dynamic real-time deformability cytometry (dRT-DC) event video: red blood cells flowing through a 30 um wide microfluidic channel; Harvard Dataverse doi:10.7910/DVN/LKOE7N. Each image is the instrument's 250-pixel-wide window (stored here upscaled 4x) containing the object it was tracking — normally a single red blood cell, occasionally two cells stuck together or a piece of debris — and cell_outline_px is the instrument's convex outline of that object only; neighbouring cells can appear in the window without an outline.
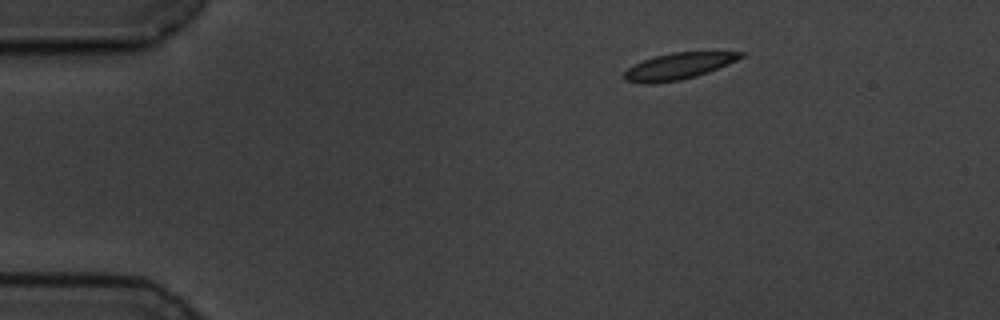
{"species": "common noctule bat (a hibernating species)", "species_latin": "Nyctalus noctula", "temperature_condition": "cold", "stored_images_in_passage": 50, "camera_frame_rate_fps": 3000, "um_per_image_px": 0.085, "animal": {"sex": "male", "body_mass_g": 19.5, "forearm_length_mm": 54.6}, "frame": {"image": 1, "passage_image": 1, "time_ms": 0.0, "image_size_px": [1000, 320], "cell_outline_px": [[748, 52], [744, 56], [728, 64], [708, 72], [696, 76], [680, 80], [656, 84], [644, 84], [624, 80], [624, 72], [628, 68], [644, 60], [656, 56], [672, 52]], "centroid_in_image_um": [57.66, 5.64], "position_along_channel_um": 27.3, "area_um2": 17.86}}
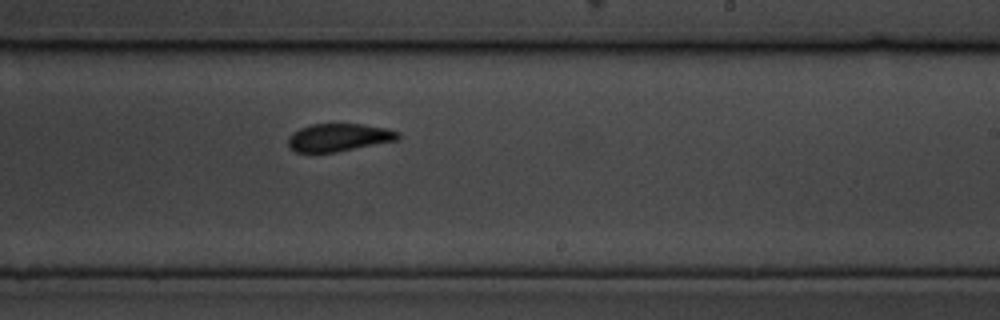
{"frame": {"image": 2, "passage_image": 27, "time_ms": 8.667, "image_size_px": [1000, 320], "cell_outline_px": [[400, 136], [396, 140], [336, 152], [296, 152], [288, 148], [288, 136], [292, 132], [300, 128], [312, 124], [360, 124], [388, 128], [400, 132]], "centroid_in_image_um": [28.76, 11.68], "position_along_channel_um": 260.2, "area_um2": 17.8}}
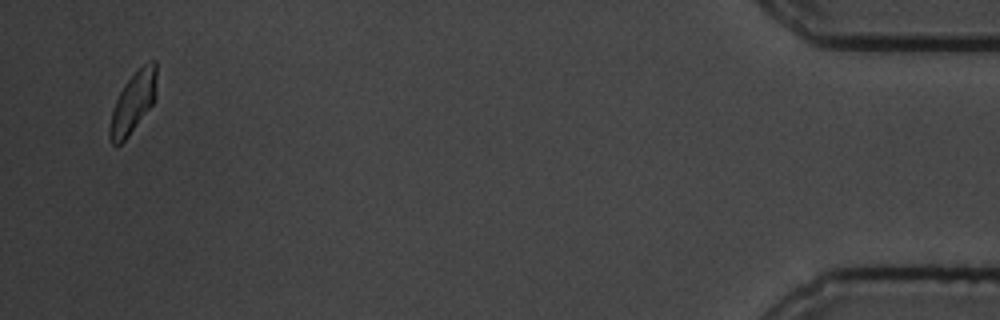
{"frame": {"image": 3, "passage_image": 48, "time_ms": 15.667, "image_size_px": [1000, 320], "cell_outline_px": [[156, 96], [152, 104], [128, 136], [120, 144], [112, 144], [108, 136], [108, 128], [112, 108], [124, 84], [148, 60], [156, 60]], "centroid_in_image_um": [11.3, 8.71], "position_along_channel_um": 423.9, "area_um2": 16.47}, "authors_computed_cell_mechanics": {"area_um2": 18.0625, "velocity_mm_per_s": 3.4607, "shape_relaxation_time_tau1_ms": 2.8686, "shape_relaxation_time_tau2_ms": 2.3188, "deformation_change_tau1": 0.0975, "deformation_change_tau2": 0.0417}}